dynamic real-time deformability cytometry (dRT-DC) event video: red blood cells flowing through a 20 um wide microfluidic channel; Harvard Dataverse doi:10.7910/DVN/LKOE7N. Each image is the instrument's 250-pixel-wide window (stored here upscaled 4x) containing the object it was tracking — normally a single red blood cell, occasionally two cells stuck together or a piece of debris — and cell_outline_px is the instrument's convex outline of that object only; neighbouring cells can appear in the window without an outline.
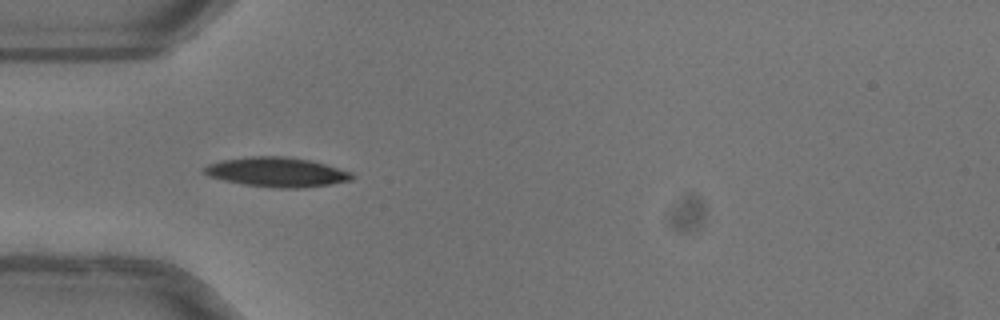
{"species": "common noctule bat (a hibernating species)", "species_latin": "Nyctalus noctula", "temperature_condition": "warm", "stored_images_in_passage": 36, "camera_frame_rate_fps": 3000, "um_per_image_px": 0.085, "animal": {"sex": "female"}, "frame": {"image": 1, "passage_image": 1, "time_ms": 0.0, "image_size_px": [1000, 320], "cell_outline_px": [[352, 180], [332, 184], [300, 188], [276, 188], [244, 184], [224, 180], [208, 176], [200, 168], [208, 164], [220, 160], [248, 156], [288, 156], [312, 160], [352, 172]], "centroid_in_image_um": [23.51, 14.61], "position_along_channel_um": 61.5, "area_um2": 25.66}, "authors_computed_cell_mechanics": {"area_um2": 24.276, "velocity_mm_per_s": 4.0271, "shape_relaxation_time_tau1_ms": 3.5684, "shape_relaxation_time_tau2_ms": 3.1374, "deformation_change_tau1": 0.1547, "deformation_change_tau2": 0.0773}}